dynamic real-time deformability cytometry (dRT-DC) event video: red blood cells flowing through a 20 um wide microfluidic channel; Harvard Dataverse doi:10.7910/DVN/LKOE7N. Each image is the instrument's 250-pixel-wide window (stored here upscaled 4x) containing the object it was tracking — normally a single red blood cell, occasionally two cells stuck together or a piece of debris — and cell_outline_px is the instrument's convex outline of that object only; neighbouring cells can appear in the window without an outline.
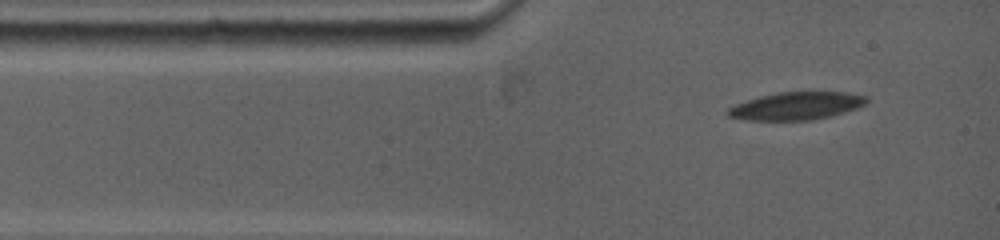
{"species": "common noctule bat (a hibernating species)", "species_latin": "Nyctalus noctula", "temperature_condition": "warm", "stored_images_in_passage": 6, "camera_frame_rate_fps": 5000, "um_per_image_px": 0.085, "animal": {"sex": "female", "body_mass_g": 19.0, "forearm_length_mm": 53.3}, "frame": {"image": 1, "passage_image": 1, "time_ms": 0.0, "image_size_px": [1000, 240], "cell_outline_px": [[868, 100], [864, 104], [856, 108], [832, 116], [812, 120], [748, 120], [728, 116], [724, 112], [728, 108], [736, 104], [760, 96], [780, 92], [848, 92], [868, 96]], "centroid_in_image_um": [67.7, 9.0], "position_along_channel_um": 17.3, "area_um2": 22.37}}
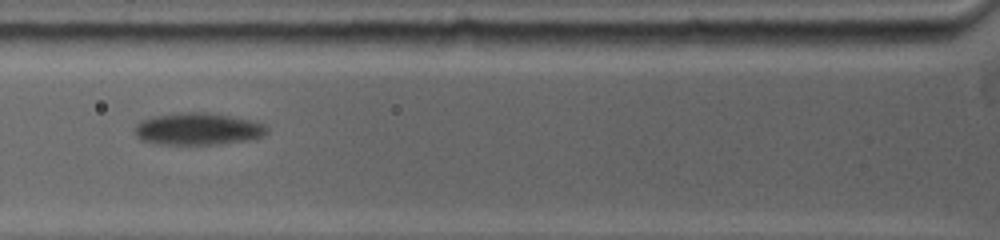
{"frame": {"image": 2, "passage_image": 4, "time_ms": 3.2, "image_size_px": [1000, 240], "cell_outline_px": [[268, 132], [264, 136], [240, 140], [208, 144], [168, 144], [140, 140], [132, 132], [132, 128], [140, 120], [152, 116], [184, 112], [212, 112], [252, 120], [268, 124]], "centroid_in_image_um": [16.79, 10.93], "position_along_channel_um": 109.0, "area_um2": 24.8}}
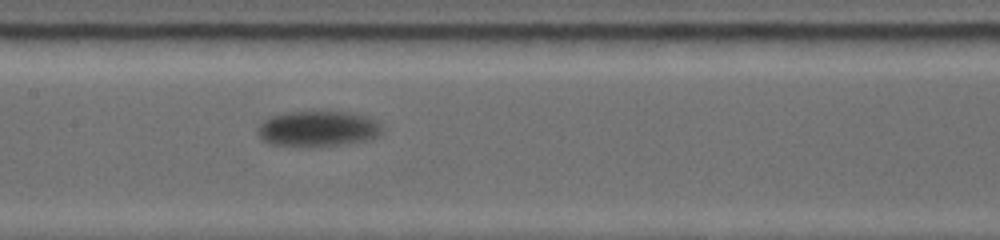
{"frame": {"image": 3, "passage_image": 6, "time_ms": 5.2, "image_size_px": [1000, 240], "cell_outline_px": [[384, 128], [376, 136], [364, 140], [332, 144], [272, 144], [264, 140], [256, 132], [256, 128], [268, 116], [284, 112], [312, 108], [352, 112], [376, 120], [384, 124]], "centroid_in_image_um": [27.01, 10.83], "position_along_channel_um": 180.4, "area_um2": 25.95}}